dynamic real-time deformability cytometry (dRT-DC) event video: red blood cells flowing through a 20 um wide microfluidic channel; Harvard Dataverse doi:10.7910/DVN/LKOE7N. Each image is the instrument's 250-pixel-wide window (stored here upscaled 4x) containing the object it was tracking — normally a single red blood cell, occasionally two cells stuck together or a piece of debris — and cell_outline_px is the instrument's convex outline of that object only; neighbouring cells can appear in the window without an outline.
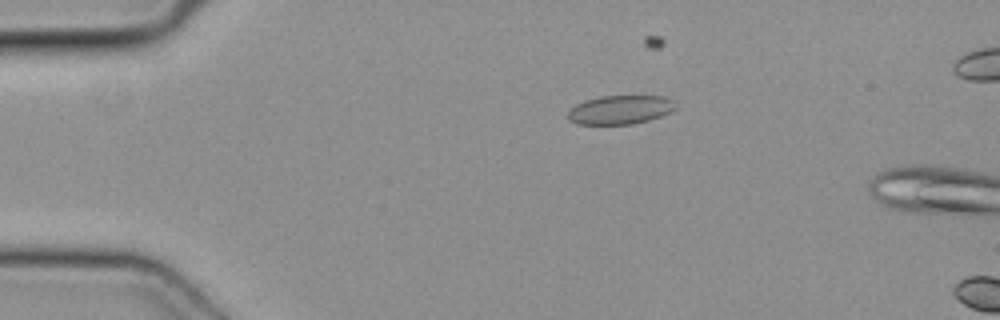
{"species": "common noctule bat (a hibernating species)", "species_latin": "Nyctalus noctula", "temperature_condition": "cold", "stored_images_in_passage": 3, "camera_frame_rate_fps": 3000, "um_per_image_px": 0.085, "animal": {"sex": "female", "body_mass_g": 19.3, "forearm_length_mm": 54.1}, "frame": {"image": 1, "passage_image": 1, "time_ms": 0.0, "image_size_px": [1000, 320], "cell_outline_px": [[676, 108], [672, 112], [648, 120], [632, 124], [576, 124], [568, 120], [568, 112], [576, 104], [600, 96], [664, 96], [672, 100]], "centroid_in_image_um": [52.72, 9.33], "position_along_channel_um": 32.3, "area_um2": 17.98}}